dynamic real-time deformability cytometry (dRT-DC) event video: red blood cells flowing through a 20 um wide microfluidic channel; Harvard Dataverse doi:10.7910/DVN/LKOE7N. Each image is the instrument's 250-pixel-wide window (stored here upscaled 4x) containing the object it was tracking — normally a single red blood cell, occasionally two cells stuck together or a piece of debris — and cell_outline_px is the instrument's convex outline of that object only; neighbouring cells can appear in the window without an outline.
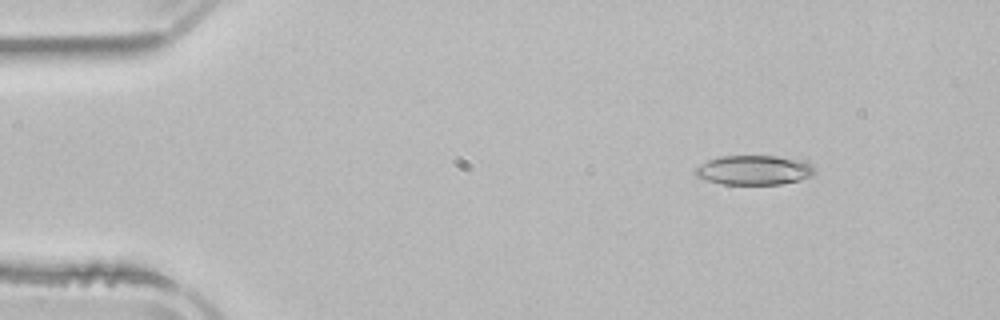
{"species": "common noctule bat (a hibernating species)", "species_latin": "Nyctalus noctula", "temperature_condition": "room temperature", "stored_images_in_passage": 4, "camera_frame_rate_fps": 3000, "um_per_image_px": 0.085, "animal": {"sex": "male", "body_mass_g": 21.5, "forearm_length_mm": 52.0}, "frame": {"image": 1, "passage_image": 1, "time_ms": 0.0, "image_size_px": [1000, 320], "cell_outline_px": [[816, 172], [812, 176], [800, 180], [780, 184], [724, 184], [708, 180], [696, 176], [692, 172], [700, 164], [708, 160], [720, 156], [776, 156], [804, 160], [812, 164], [816, 168]], "centroid_in_image_um": [64.13, 14.45], "position_along_channel_um": 20.9, "area_um2": 20.69}}